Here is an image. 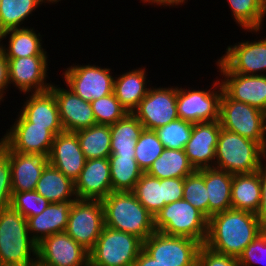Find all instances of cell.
I'll use <instances>...</instances> for the list:
<instances>
[{
    "label": "cell",
    "mask_w": 266,
    "mask_h": 266,
    "mask_svg": "<svg viewBox=\"0 0 266 266\" xmlns=\"http://www.w3.org/2000/svg\"><path fill=\"white\" fill-rule=\"evenodd\" d=\"M263 230L255 213L231 208L208 219L204 245L217 253L238 258Z\"/></svg>",
    "instance_id": "cell-1"
},
{
    "label": "cell",
    "mask_w": 266,
    "mask_h": 266,
    "mask_svg": "<svg viewBox=\"0 0 266 266\" xmlns=\"http://www.w3.org/2000/svg\"><path fill=\"white\" fill-rule=\"evenodd\" d=\"M0 266H37L27 219L11 206L0 212Z\"/></svg>",
    "instance_id": "cell-2"
},
{
    "label": "cell",
    "mask_w": 266,
    "mask_h": 266,
    "mask_svg": "<svg viewBox=\"0 0 266 266\" xmlns=\"http://www.w3.org/2000/svg\"><path fill=\"white\" fill-rule=\"evenodd\" d=\"M101 202L105 226L133 234L142 241L155 232L154 216L132 192H111Z\"/></svg>",
    "instance_id": "cell-3"
},
{
    "label": "cell",
    "mask_w": 266,
    "mask_h": 266,
    "mask_svg": "<svg viewBox=\"0 0 266 266\" xmlns=\"http://www.w3.org/2000/svg\"><path fill=\"white\" fill-rule=\"evenodd\" d=\"M266 161V151L257 143L221 128L214 167L231 174L252 173Z\"/></svg>",
    "instance_id": "cell-4"
},
{
    "label": "cell",
    "mask_w": 266,
    "mask_h": 266,
    "mask_svg": "<svg viewBox=\"0 0 266 266\" xmlns=\"http://www.w3.org/2000/svg\"><path fill=\"white\" fill-rule=\"evenodd\" d=\"M155 231L171 236L187 237L205 244L208 219L184 199L166 204L154 216Z\"/></svg>",
    "instance_id": "cell-5"
},
{
    "label": "cell",
    "mask_w": 266,
    "mask_h": 266,
    "mask_svg": "<svg viewBox=\"0 0 266 266\" xmlns=\"http://www.w3.org/2000/svg\"><path fill=\"white\" fill-rule=\"evenodd\" d=\"M142 249L137 236L105 226L89 252V266H132Z\"/></svg>",
    "instance_id": "cell-6"
},
{
    "label": "cell",
    "mask_w": 266,
    "mask_h": 266,
    "mask_svg": "<svg viewBox=\"0 0 266 266\" xmlns=\"http://www.w3.org/2000/svg\"><path fill=\"white\" fill-rule=\"evenodd\" d=\"M219 121L221 128L257 142L266 151V113L263 111L230 99L223 92Z\"/></svg>",
    "instance_id": "cell-7"
},
{
    "label": "cell",
    "mask_w": 266,
    "mask_h": 266,
    "mask_svg": "<svg viewBox=\"0 0 266 266\" xmlns=\"http://www.w3.org/2000/svg\"><path fill=\"white\" fill-rule=\"evenodd\" d=\"M213 82L210 89L177 86V114L180 119L192 123L219 120L223 88L219 79Z\"/></svg>",
    "instance_id": "cell-8"
},
{
    "label": "cell",
    "mask_w": 266,
    "mask_h": 266,
    "mask_svg": "<svg viewBox=\"0 0 266 266\" xmlns=\"http://www.w3.org/2000/svg\"><path fill=\"white\" fill-rule=\"evenodd\" d=\"M105 227L101 200L77 199L73 202L65 232L90 252Z\"/></svg>",
    "instance_id": "cell-9"
},
{
    "label": "cell",
    "mask_w": 266,
    "mask_h": 266,
    "mask_svg": "<svg viewBox=\"0 0 266 266\" xmlns=\"http://www.w3.org/2000/svg\"><path fill=\"white\" fill-rule=\"evenodd\" d=\"M201 245L191 238L155 231L143 241V250L164 266H196Z\"/></svg>",
    "instance_id": "cell-10"
},
{
    "label": "cell",
    "mask_w": 266,
    "mask_h": 266,
    "mask_svg": "<svg viewBox=\"0 0 266 266\" xmlns=\"http://www.w3.org/2000/svg\"><path fill=\"white\" fill-rule=\"evenodd\" d=\"M62 74L65 85L83 100L91 102L113 93L114 75L112 68L95 64H77Z\"/></svg>",
    "instance_id": "cell-11"
},
{
    "label": "cell",
    "mask_w": 266,
    "mask_h": 266,
    "mask_svg": "<svg viewBox=\"0 0 266 266\" xmlns=\"http://www.w3.org/2000/svg\"><path fill=\"white\" fill-rule=\"evenodd\" d=\"M17 113L15 122L0 138V149L48 156L55 136L46 127L33 126L20 112Z\"/></svg>",
    "instance_id": "cell-12"
},
{
    "label": "cell",
    "mask_w": 266,
    "mask_h": 266,
    "mask_svg": "<svg viewBox=\"0 0 266 266\" xmlns=\"http://www.w3.org/2000/svg\"><path fill=\"white\" fill-rule=\"evenodd\" d=\"M151 87L132 114L142 123L144 129L155 130L176 119L177 86Z\"/></svg>",
    "instance_id": "cell-13"
},
{
    "label": "cell",
    "mask_w": 266,
    "mask_h": 266,
    "mask_svg": "<svg viewBox=\"0 0 266 266\" xmlns=\"http://www.w3.org/2000/svg\"><path fill=\"white\" fill-rule=\"evenodd\" d=\"M37 266H89V252L66 232L56 233L37 245Z\"/></svg>",
    "instance_id": "cell-14"
},
{
    "label": "cell",
    "mask_w": 266,
    "mask_h": 266,
    "mask_svg": "<svg viewBox=\"0 0 266 266\" xmlns=\"http://www.w3.org/2000/svg\"><path fill=\"white\" fill-rule=\"evenodd\" d=\"M223 92L230 98L251 105L266 113V75L231 73L219 60L216 62ZM221 74V75H220ZM224 77V79H223Z\"/></svg>",
    "instance_id": "cell-15"
},
{
    "label": "cell",
    "mask_w": 266,
    "mask_h": 266,
    "mask_svg": "<svg viewBox=\"0 0 266 266\" xmlns=\"http://www.w3.org/2000/svg\"><path fill=\"white\" fill-rule=\"evenodd\" d=\"M9 64V84L23 95L46 92L52 82L48 76V56H28L7 59Z\"/></svg>",
    "instance_id": "cell-16"
},
{
    "label": "cell",
    "mask_w": 266,
    "mask_h": 266,
    "mask_svg": "<svg viewBox=\"0 0 266 266\" xmlns=\"http://www.w3.org/2000/svg\"><path fill=\"white\" fill-rule=\"evenodd\" d=\"M231 73L266 75V37L228 45L218 59Z\"/></svg>",
    "instance_id": "cell-17"
},
{
    "label": "cell",
    "mask_w": 266,
    "mask_h": 266,
    "mask_svg": "<svg viewBox=\"0 0 266 266\" xmlns=\"http://www.w3.org/2000/svg\"><path fill=\"white\" fill-rule=\"evenodd\" d=\"M52 82L49 89L55 96L64 131L76 132L96 124L91 102L83 100L68 87Z\"/></svg>",
    "instance_id": "cell-18"
},
{
    "label": "cell",
    "mask_w": 266,
    "mask_h": 266,
    "mask_svg": "<svg viewBox=\"0 0 266 266\" xmlns=\"http://www.w3.org/2000/svg\"><path fill=\"white\" fill-rule=\"evenodd\" d=\"M220 131L219 120L194 123L190 139L184 150L188 161L195 170L214 167Z\"/></svg>",
    "instance_id": "cell-19"
},
{
    "label": "cell",
    "mask_w": 266,
    "mask_h": 266,
    "mask_svg": "<svg viewBox=\"0 0 266 266\" xmlns=\"http://www.w3.org/2000/svg\"><path fill=\"white\" fill-rule=\"evenodd\" d=\"M86 160L75 132L63 131L54 137L48 162L67 178L75 182Z\"/></svg>",
    "instance_id": "cell-20"
},
{
    "label": "cell",
    "mask_w": 266,
    "mask_h": 266,
    "mask_svg": "<svg viewBox=\"0 0 266 266\" xmlns=\"http://www.w3.org/2000/svg\"><path fill=\"white\" fill-rule=\"evenodd\" d=\"M75 183L78 199L102 200L112 191L109 158L86 160Z\"/></svg>",
    "instance_id": "cell-21"
},
{
    "label": "cell",
    "mask_w": 266,
    "mask_h": 266,
    "mask_svg": "<svg viewBox=\"0 0 266 266\" xmlns=\"http://www.w3.org/2000/svg\"><path fill=\"white\" fill-rule=\"evenodd\" d=\"M19 111L33 126L46 127L54 136L63 132L59 109L54 94L48 90L28 93Z\"/></svg>",
    "instance_id": "cell-22"
},
{
    "label": "cell",
    "mask_w": 266,
    "mask_h": 266,
    "mask_svg": "<svg viewBox=\"0 0 266 266\" xmlns=\"http://www.w3.org/2000/svg\"><path fill=\"white\" fill-rule=\"evenodd\" d=\"M3 152L9 157L12 192L35 190L45 166L49 163L48 156L37 153Z\"/></svg>",
    "instance_id": "cell-23"
},
{
    "label": "cell",
    "mask_w": 266,
    "mask_h": 266,
    "mask_svg": "<svg viewBox=\"0 0 266 266\" xmlns=\"http://www.w3.org/2000/svg\"><path fill=\"white\" fill-rule=\"evenodd\" d=\"M73 202H51L41 214L26 218L30 236L37 245L48 236L65 232Z\"/></svg>",
    "instance_id": "cell-24"
},
{
    "label": "cell",
    "mask_w": 266,
    "mask_h": 266,
    "mask_svg": "<svg viewBox=\"0 0 266 266\" xmlns=\"http://www.w3.org/2000/svg\"><path fill=\"white\" fill-rule=\"evenodd\" d=\"M146 70L145 66L138 67L114 77L113 92L128 113H132L137 108L151 86L152 81L147 78Z\"/></svg>",
    "instance_id": "cell-25"
},
{
    "label": "cell",
    "mask_w": 266,
    "mask_h": 266,
    "mask_svg": "<svg viewBox=\"0 0 266 266\" xmlns=\"http://www.w3.org/2000/svg\"><path fill=\"white\" fill-rule=\"evenodd\" d=\"M34 26L25 28L10 29L0 34V48L7 59L28 57V56H48L47 49L43 47V38ZM9 35V36H8ZM8 38V39H7ZM8 40L7 45L3 40ZM4 43V44H3ZM7 46V47H6Z\"/></svg>",
    "instance_id": "cell-26"
},
{
    "label": "cell",
    "mask_w": 266,
    "mask_h": 266,
    "mask_svg": "<svg viewBox=\"0 0 266 266\" xmlns=\"http://www.w3.org/2000/svg\"><path fill=\"white\" fill-rule=\"evenodd\" d=\"M233 174L215 167L205 168V187L208 194V219L232 208Z\"/></svg>",
    "instance_id": "cell-27"
},
{
    "label": "cell",
    "mask_w": 266,
    "mask_h": 266,
    "mask_svg": "<svg viewBox=\"0 0 266 266\" xmlns=\"http://www.w3.org/2000/svg\"><path fill=\"white\" fill-rule=\"evenodd\" d=\"M260 170L252 173L234 174L231 186L232 209L252 213L260 207Z\"/></svg>",
    "instance_id": "cell-28"
},
{
    "label": "cell",
    "mask_w": 266,
    "mask_h": 266,
    "mask_svg": "<svg viewBox=\"0 0 266 266\" xmlns=\"http://www.w3.org/2000/svg\"><path fill=\"white\" fill-rule=\"evenodd\" d=\"M35 191L49 202L75 201V183L48 163L39 178Z\"/></svg>",
    "instance_id": "cell-29"
},
{
    "label": "cell",
    "mask_w": 266,
    "mask_h": 266,
    "mask_svg": "<svg viewBox=\"0 0 266 266\" xmlns=\"http://www.w3.org/2000/svg\"><path fill=\"white\" fill-rule=\"evenodd\" d=\"M144 127L132 114L110 125V156H135V146Z\"/></svg>",
    "instance_id": "cell-30"
},
{
    "label": "cell",
    "mask_w": 266,
    "mask_h": 266,
    "mask_svg": "<svg viewBox=\"0 0 266 266\" xmlns=\"http://www.w3.org/2000/svg\"><path fill=\"white\" fill-rule=\"evenodd\" d=\"M237 26L254 35L264 29L266 0H226ZM258 32V33H257Z\"/></svg>",
    "instance_id": "cell-31"
},
{
    "label": "cell",
    "mask_w": 266,
    "mask_h": 266,
    "mask_svg": "<svg viewBox=\"0 0 266 266\" xmlns=\"http://www.w3.org/2000/svg\"><path fill=\"white\" fill-rule=\"evenodd\" d=\"M194 171L185 150L164 148L146 173L155 178L166 179L185 178Z\"/></svg>",
    "instance_id": "cell-32"
},
{
    "label": "cell",
    "mask_w": 266,
    "mask_h": 266,
    "mask_svg": "<svg viewBox=\"0 0 266 266\" xmlns=\"http://www.w3.org/2000/svg\"><path fill=\"white\" fill-rule=\"evenodd\" d=\"M80 148L87 160L109 158L111 155L110 125L95 124L75 132Z\"/></svg>",
    "instance_id": "cell-33"
},
{
    "label": "cell",
    "mask_w": 266,
    "mask_h": 266,
    "mask_svg": "<svg viewBox=\"0 0 266 266\" xmlns=\"http://www.w3.org/2000/svg\"><path fill=\"white\" fill-rule=\"evenodd\" d=\"M113 192H132L144 173L135 156H109Z\"/></svg>",
    "instance_id": "cell-34"
},
{
    "label": "cell",
    "mask_w": 266,
    "mask_h": 266,
    "mask_svg": "<svg viewBox=\"0 0 266 266\" xmlns=\"http://www.w3.org/2000/svg\"><path fill=\"white\" fill-rule=\"evenodd\" d=\"M39 6H42L41 0H1L0 34L10 29L25 28L22 24Z\"/></svg>",
    "instance_id": "cell-35"
},
{
    "label": "cell",
    "mask_w": 266,
    "mask_h": 266,
    "mask_svg": "<svg viewBox=\"0 0 266 266\" xmlns=\"http://www.w3.org/2000/svg\"><path fill=\"white\" fill-rule=\"evenodd\" d=\"M132 193L153 216L166 205L163 199V179L147 173L142 174Z\"/></svg>",
    "instance_id": "cell-36"
},
{
    "label": "cell",
    "mask_w": 266,
    "mask_h": 266,
    "mask_svg": "<svg viewBox=\"0 0 266 266\" xmlns=\"http://www.w3.org/2000/svg\"><path fill=\"white\" fill-rule=\"evenodd\" d=\"M194 123L180 118L154 130L164 148L184 150Z\"/></svg>",
    "instance_id": "cell-37"
},
{
    "label": "cell",
    "mask_w": 266,
    "mask_h": 266,
    "mask_svg": "<svg viewBox=\"0 0 266 266\" xmlns=\"http://www.w3.org/2000/svg\"><path fill=\"white\" fill-rule=\"evenodd\" d=\"M183 199L208 219V194L205 187V168L195 170L184 178Z\"/></svg>",
    "instance_id": "cell-38"
},
{
    "label": "cell",
    "mask_w": 266,
    "mask_h": 266,
    "mask_svg": "<svg viewBox=\"0 0 266 266\" xmlns=\"http://www.w3.org/2000/svg\"><path fill=\"white\" fill-rule=\"evenodd\" d=\"M163 150L164 146L154 130L143 129L135 146V159L140 169L146 173Z\"/></svg>",
    "instance_id": "cell-39"
},
{
    "label": "cell",
    "mask_w": 266,
    "mask_h": 266,
    "mask_svg": "<svg viewBox=\"0 0 266 266\" xmlns=\"http://www.w3.org/2000/svg\"><path fill=\"white\" fill-rule=\"evenodd\" d=\"M96 124L112 125L124 118L128 112L116 99L113 93L91 101Z\"/></svg>",
    "instance_id": "cell-40"
},
{
    "label": "cell",
    "mask_w": 266,
    "mask_h": 266,
    "mask_svg": "<svg viewBox=\"0 0 266 266\" xmlns=\"http://www.w3.org/2000/svg\"><path fill=\"white\" fill-rule=\"evenodd\" d=\"M42 195L33 191L12 192L10 206L25 218L37 216L50 204Z\"/></svg>",
    "instance_id": "cell-41"
},
{
    "label": "cell",
    "mask_w": 266,
    "mask_h": 266,
    "mask_svg": "<svg viewBox=\"0 0 266 266\" xmlns=\"http://www.w3.org/2000/svg\"><path fill=\"white\" fill-rule=\"evenodd\" d=\"M240 266H254L255 264L266 265V230L264 229L257 237L247 245L238 257Z\"/></svg>",
    "instance_id": "cell-42"
},
{
    "label": "cell",
    "mask_w": 266,
    "mask_h": 266,
    "mask_svg": "<svg viewBox=\"0 0 266 266\" xmlns=\"http://www.w3.org/2000/svg\"><path fill=\"white\" fill-rule=\"evenodd\" d=\"M12 197L9 157L0 149V212L10 206Z\"/></svg>",
    "instance_id": "cell-43"
},
{
    "label": "cell",
    "mask_w": 266,
    "mask_h": 266,
    "mask_svg": "<svg viewBox=\"0 0 266 266\" xmlns=\"http://www.w3.org/2000/svg\"><path fill=\"white\" fill-rule=\"evenodd\" d=\"M196 266H240L238 258L217 253L202 244L197 254Z\"/></svg>",
    "instance_id": "cell-44"
},
{
    "label": "cell",
    "mask_w": 266,
    "mask_h": 266,
    "mask_svg": "<svg viewBox=\"0 0 266 266\" xmlns=\"http://www.w3.org/2000/svg\"><path fill=\"white\" fill-rule=\"evenodd\" d=\"M184 178L163 179V199L165 204L183 199Z\"/></svg>",
    "instance_id": "cell-45"
},
{
    "label": "cell",
    "mask_w": 266,
    "mask_h": 266,
    "mask_svg": "<svg viewBox=\"0 0 266 266\" xmlns=\"http://www.w3.org/2000/svg\"><path fill=\"white\" fill-rule=\"evenodd\" d=\"M261 199L260 207L256 212V217L263 229L266 230V162L260 168Z\"/></svg>",
    "instance_id": "cell-46"
},
{
    "label": "cell",
    "mask_w": 266,
    "mask_h": 266,
    "mask_svg": "<svg viewBox=\"0 0 266 266\" xmlns=\"http://www.w3.org/2000/svg\"><path fill=\"white\" fill-rule=\"evenodd\" d=\"M9 64L5 53L0 48V105L3 103L6 96V92L9 91ZM8 89V90H7Z\"/></svg>",
    "instance_id": "cell-47"
},
{
    "label": "cell",
    "mask_w": 266,
    "mask_h": 266,
    "mask_svg": "<svg viewBox=\"0 0 266 266\" xmlns=\"http://www.w3.org/2000/svg\"><path fill=\"white\" fill-rule=\"evenodd\" d=\"M188 2V0H143L142 3L144 5H152L154 6H163V7H176V6H182L183 4L185 5Z\"/></svg>",
    "instance_id": "cell-48"
},
{
    "label": "cell",
    "mask_w": 266,
    "mask_h": 266,
    "mask_svg": "<svg viewBox=\"0 0 266 266\" xmlns=\"http://www.w3.org/2000/svg\"><path fill=\"white\" fill-rule=\"evenodd\" d=\"M132 266H164L157 263L150 255H148L143 249L140 251L138 258Z\"/></svg>",
    "instance_id": "cell-49"
},
{
    "label": "cell",
    "mask_w": 266,
    "mask_h": 266,
    "mask_svg": "<svg viewBox=\"0 0 266 266\" xmlns=\"http://www.w3.org/2000/svg\"><path fill=\"white\" fill-rule=\"evenodd\" d=\"M42 1V4L44 3V5L47 3V5L49 4H51V5H53V4H58L57 2H59V1H62V0H41Z\"/></svg>",
    "instance_id": "cell-50"
}]
</instances>
